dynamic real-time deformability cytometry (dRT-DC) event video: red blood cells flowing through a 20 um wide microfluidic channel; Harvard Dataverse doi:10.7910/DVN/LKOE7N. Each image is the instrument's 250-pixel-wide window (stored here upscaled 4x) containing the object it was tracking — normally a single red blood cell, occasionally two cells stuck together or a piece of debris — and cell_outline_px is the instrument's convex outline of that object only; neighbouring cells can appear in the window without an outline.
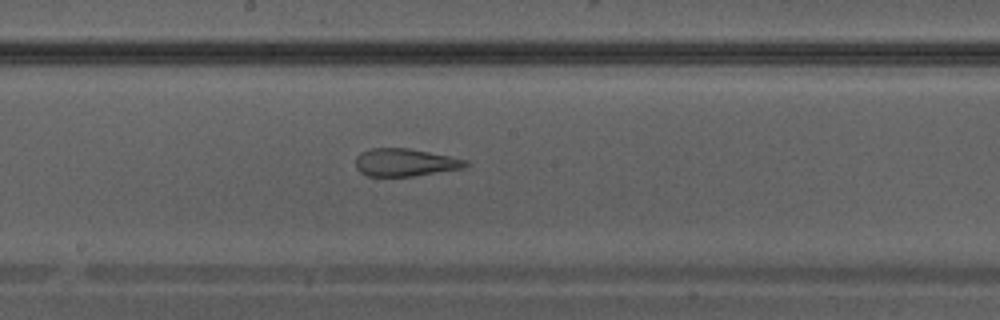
{"species": "Egyptian fruit bat (a non-hibernating species)", "species_latin": "Rousettus aegyptiacus", "temperature_condition": "warm", "stored_images_in_passage": 34, "camera_frame_rate_fps": 3000, "um_per_image_px": 0.085, "animal": {"sex": "male"}, "frame": {"image": 1, "passage_image": 20, "time_ms": 6.333, "image_size_px": [1000, 320], "cell_outline_px": [[472, 164], [464, 168], [412, 176], [368, 176], [360, 172], [356, 168], [356, 156], [360, 152], [372, 148], [408, 148], [468, 160]], "centroid_in_image_um": [34.44, 13.81], "position_along_channel_um": 213.8, "area_um2": 17.74}}
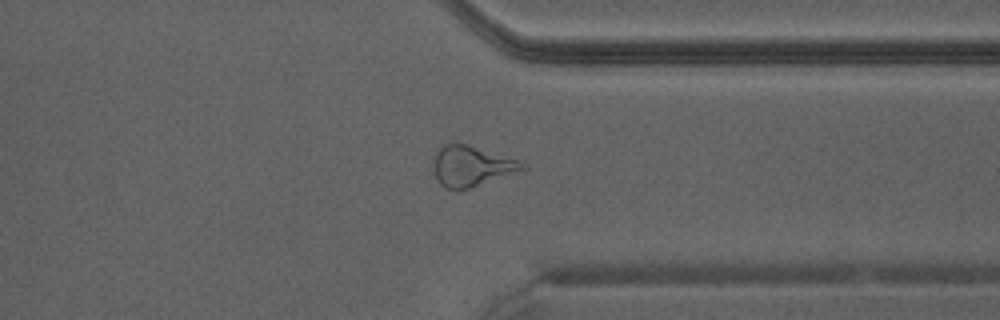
{"frame": {"image": 2, "passage_image": 29, "time_ms": 9.333, "image_size_px": [1000, 320], "cell_outline_px": [[528, 168], [472, 188], [460, 192], [444, 188], [440, 184], [432, 168], [432, 156], [444, 144], [464, 144], [520, 160]], "centroid_in_image_um": [40.03, 14.16], "position_along_channel_um": 371.4, "area_um2": 21.21}}